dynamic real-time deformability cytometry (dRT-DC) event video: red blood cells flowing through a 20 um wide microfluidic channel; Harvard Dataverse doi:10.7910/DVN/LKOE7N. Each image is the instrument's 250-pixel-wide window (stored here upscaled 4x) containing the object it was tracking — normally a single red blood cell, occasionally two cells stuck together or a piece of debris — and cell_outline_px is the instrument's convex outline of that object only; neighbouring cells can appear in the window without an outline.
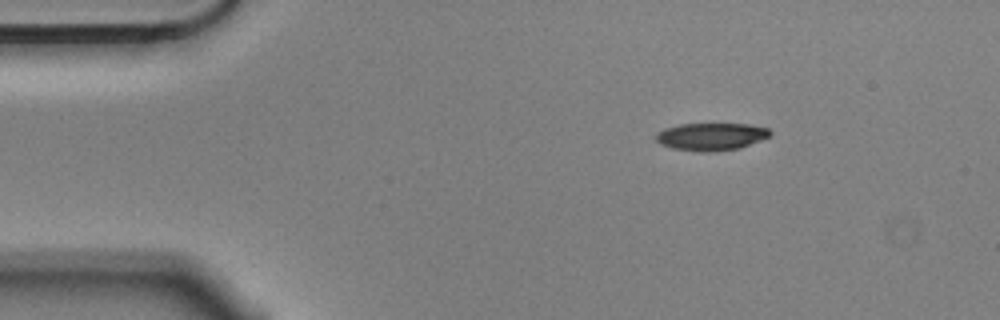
{"species": "Egyptian fruit bat (a non-hibernating species)", "species_latin": "Rousettus aegyptiacus", "temperature_condition": "cold", "stored_images_in_passage": 2, "camera_frame_rate_fps": 3000, "um_per_image_px": 0.085, "animal": {"sex": "male"}, "frame": {"image": 1, "passage_image": 1, "time_ms": 0.0, "image_size_px": [1000, 320], "cell_outline_px": [[772, 136], [740, 148], [708, 152], [700, 152], [672, 148], [660, 144], [656, 140], [656, 132], [664, 128], [680, 124], [748, 124], [768, 128], [772, 132]], "centroid_in_image_um": [60.45, 11.61], "position_along_channel_um": 24.5, "area_um2": 18.44}}